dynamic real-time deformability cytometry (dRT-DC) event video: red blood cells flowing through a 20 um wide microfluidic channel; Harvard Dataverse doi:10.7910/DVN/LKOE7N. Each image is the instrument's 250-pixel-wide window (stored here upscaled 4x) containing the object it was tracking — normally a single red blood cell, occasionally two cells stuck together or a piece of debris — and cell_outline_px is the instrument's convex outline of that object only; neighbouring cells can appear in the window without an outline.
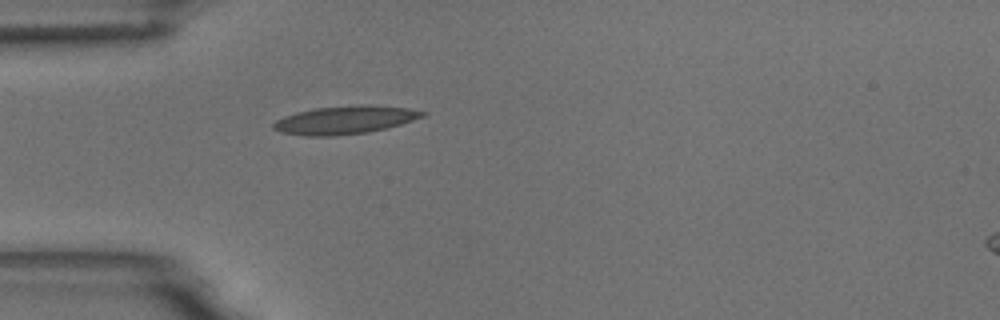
{"species": "common noctule bat (a hibernating species)", "species_latin": "Nyctalus noctula", "temperature_condition": "room temperature", "stored_images_in_passage": 1, "camera_frame_rate_fps": 3000, "um_per_image_px": 0.085, "animal": {"sex": "male", "body_mass_g": 18.8}, "frame": {"image": 1, "passage_image": 1, "time_ms": 0.0, "image_size_px": [1000, 320], "cell_outline_px": [[428, 112], [424, 116], [400, 124], [368, 132], [332, 136], [304, 136], [280, 132], [272, 128], [272, 124], [276, 120], [284, 116], [296, 112], [316, 108], [356, 104], [368, 104], [408, 108]], "centroid_in_image_um": [29.29, 10.19], "position_along_channel_um": 55.7, "area_um2": 24.51}}